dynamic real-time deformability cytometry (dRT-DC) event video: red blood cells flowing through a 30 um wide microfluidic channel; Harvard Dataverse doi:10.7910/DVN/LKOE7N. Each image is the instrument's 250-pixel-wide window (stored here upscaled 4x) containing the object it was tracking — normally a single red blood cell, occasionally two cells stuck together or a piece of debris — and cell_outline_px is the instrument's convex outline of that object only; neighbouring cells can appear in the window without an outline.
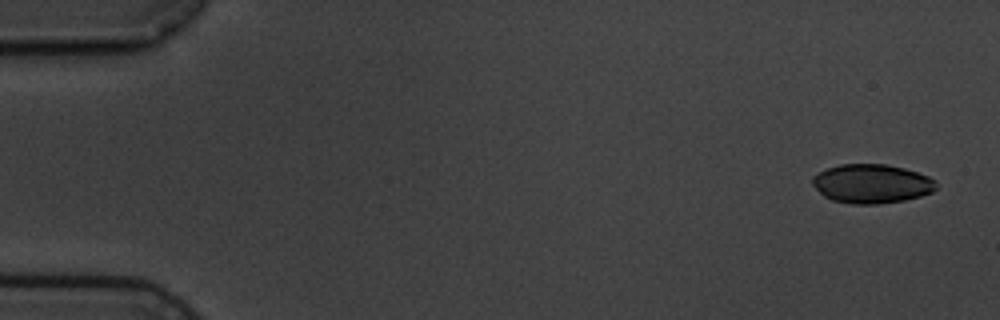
{"species": "common noctule bat (a hibernating species)", "species_latin": "Nyctalus noctula", "temperature_condition": "cold", "stored_images_in_passage": 6, "camera_frame_rate_fps": 3000, "um_per_image_px": 0.085, "animal": {"sex": "male", "body_mass_g": 19.5, "forearm_length_mm": 54.6}, "frame": {"image": 1, "passage_image": 1, "time_ms": 0.0, "image_size_px": [1000, 320], "cell_outline_px": [[936, 188], [932, 192], [920, 196], [904, 200], [876, 204], [852, 204], [832, 200], [824, 196], [812, 184], [812, 176], [828, 168], [840, 164], [884, 164], [904, 168], [928, 176], [936, 180]], "centroid_in_image_um": [74.09, 15.61], "position_along_channel_um": 10.9, "area_um2": 28.03}}
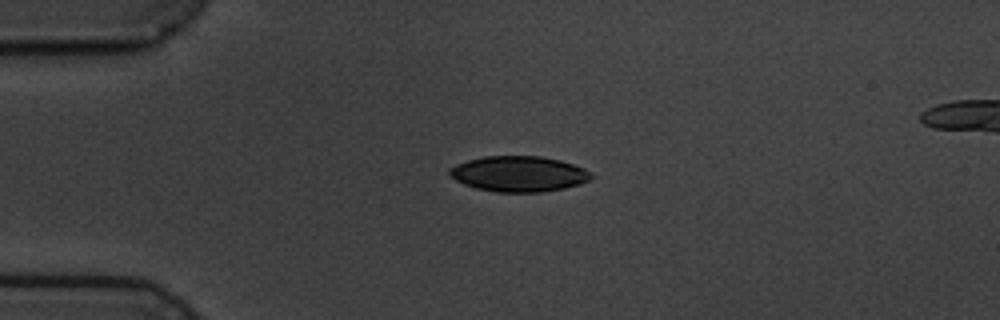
{"frame": {"image": 2, "passage_image": 4, "time_ms": 3.667, "image_size_px": [1000, 320], "cell_outline_px": [[592, 176], [588, 180], [580, 184], [564, 188], [540, 192], [496, 192], [476, 188], [464, 184], [448, 176], [448, 168], [456, 164], [468, 160], [484, 156], [540, 156], [560, 160], [584, 168]], "centroid_in_image_um": [44.04, 14.78], "position_along_channel_um": 41.0, "area_um2": 29.3}}
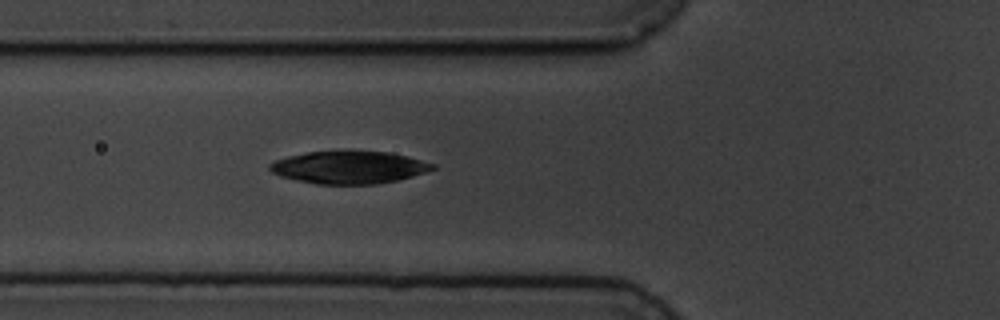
{"frame": {"image": 3, "passage_image": 6, "time_ms": 6.0, "image_size_px": [1000, 320], "cell_outline_px": [[436, 168], [412, 176], [396, 180], [376, 184], [316, 184], [296, 180], [280, 176], [272, 172], [268, 168], [268, 164], [276, 160], [288, 156], [308, 152], [388, 152], [408, 156], [436, 164]], "centroid_in_image_um": [29.66, 14.23], "position_along_channel_um": 96.1, "area_um2": 30.52}}